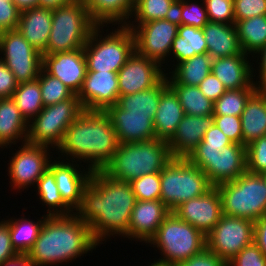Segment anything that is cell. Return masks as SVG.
Listing matches in <instances>:
<instances>
[{"label":"cell","mask_w":266,"mask_h":266,"mask_svg":"<svg viewBox=\"0 0 266 266\" xmlns=\"http://www.w3.org/2000/svg\"><path fill=\"white\" fill-rule=\"evenodd\" d=\"M136 201L130 183L111 178L98 170L92 172L75 214L90 227L96 242L99 245L105 244L111 236L127 238L130 216Z\"/></svg>","instance_id":"obj_1"},{"label":"cell","mask_w":266,"mask_h":266,"mask_svg":"<svg viewBox=\"0 0 266 266\" xmlns=\"http://www.w3.org/2000/svg\"><path fill=\"white\" fill-rule=\"evenodd\" d=\"M118 145L116 131L107 113L83 110L67 128L55 153L61 159L66 157L65 160L86 163V168L94 172L103 170Z\"/></svg>","instance_id":"obj_2"},{"label":"cell","mask_w":266,"mask_h":266,"mask_svg":"<svg viewBox=\"0 0 266 266\" xmlns=\"http://www.w3.org/2000/svg\"><path fill=\"white\" fill-rule=\"evenodd\" d=\"M98 246L90 227L75 213L47 216L33 248L27 255L34 266H59L92 253Z\"/></svg>","instance_id":"obj_3"},{"label":"cell","mask_w":266,"mask_h":266,"mask_svg":"<svg viewBox=\"0 0 266 266\" xmlns=\"http://www.w3.org/2000/svg\"><path fill=\"white\" fill-rule=\"evenodd\" d=\"M172 159L166 140L121 143L102 171L129 183L143 175L161 172Z\"/></svg>","instance_id":"obj_4"},{"label":"cell","mask_w":266,"mask_h":266,"mask_svg":"<svg viewBox=\"0 0 266 266\" xmlns=\"http://www.w3.org/2000/svg\"><path fill=\"white\" fill-rule=\"evenodd\" d=\"M103 27L109 28L107 25H96L83 47L87 72L118 73L135 51L134 36L127 25H118L117 29L112 27L114 30L110 33L107 32L109 29Z\"/></svg>","instance_id":"obj_5"},{"label":"cell","mask_w":266,"mask_h":266,"mask_svg":"<svg viewBox=\"0 0 266 266\" xmlns=\"http://www.w3.org/2000/svg\"><path fill=\"white\" fill-rule=\"evenodd\" d=\"M147 244L162 256L155 262L177 266L206 248V236L171 212Z\"/></svg>","instance_id":"obj_6"},{"label":"cell","mask_w":266,"mask_h":266,"mask_svg":"<svg viewBox=\"0 0 266 266\" xmlns=\"http://www.w3.org/2000/svg\"><path fill=\"white\" fill-rule=\"evenodd\" d=\"M96 24L82 0L52 10V28L42 55L82 49Z\"/></svg>","instance_id":"obj_7"},{"label":"cell","mask_w":266,"mask_h":266,"mask_svg":"<svg viewBox=\"0 0 266 266\" xmlns=\"http://www.w3.org/2000/svg\"><path fill=\"white\" fill-rule=\"evenodd\" d=\"M223 215L258 220L266 216V184L262 175L243 173L235 180L218 184Z\"/></svg>","instance_id":"obj_8"},{"label":"cell","mask_w":266,"mask_h":266,"mask_svg":"<svg viewBox=\"0 0 266 266\" xmlns=\"http://www.w3.org/2000/svg\"><path fill=\"white\" fill-rule=\"evenodd\" d=\"M160 200L172 212L180 204L201 196L213 185L187 158H173L160 172Z\"/></svg>","instance_id":"obj_9"},{"label":"cell","mask_w":266,"mask_h":266,"mask_svg":"<svg viewBox=\"0 0 266 266\" xmlns=\"http://www.w3.org/2000/svg\"><path fill=\"white\" fill-rule=\"evenodd\" d=\"M83 110L75 94L70 99L44 107L29 122L27 143L48 146L54 152L67 128Z\"/></svg>","instance_id":"obj_10"},{"label":"cell","mask_w":266,"mask_h":266,"mask_svg":"<svg viewBox=\"0 0 266 266\" xmlns=\"http://www.w3.org/2000/svg\"><path fill=\"white\" fill-rule=\"evenodd\" d=\"M126 25L132 30L135 40V51L145 58L159 63L164 67L163 69L166 74L165 69L167 67L170 68L167 62L168 58H170L172 43L178 33L179 24L176 18Z\"/></svg>","instance_id":"obj_11"},{"label":"cell","mask_w":266,"mask_h":266,"mask_svg":"<svg viewBox=\"0 0 266 266\" xmlns=\"http://www.w3.org/2000/svg\"><path fill=\"white\" fill-rule=\"evenodd\" d=\"M0 60L14 74L18 83L34 81L39 77L43 55L18 31L4 32L0 41Z\"/></svg>","instance_id":"obj_12"},{"label":"cell","mask_w":266,"mask_h":266,"mask_svg":"<svg viewBox=\"0 0 266 266\" xmlns=\"http://www.w3.org/2000/svg\"><path fill=\"white\" fill-rule=\"evenodd\" d=\"M51 148L30 143L21 144L8 161V177L13 190L21 193L30 186L34 187L38 179L47 171L53 156ZM22 189V190H20Z\"/></svg>","instance_id":"obj_13"},{"label":"cell","mask_w":266,"mask_h":266,"mask_svg":"<svg viewBox=\"0 0 266 266\" xmlns=\"http://www.w3.org/2000/svg\"><path fill=\"white\" fill-rule=\"evenodd\" d=\"M252 242L254 221L227 215H222L219 222L206 235V248L226 263Z\"/></svg>","instance_id":"obj_14"},{"label":"cell","mask_w":266,"mask_h":266,"mask_svg":"<svg viewBox=\"0 0 266 266\" xmlns=\"http://www.w3.org/2000/svg\"><path fill=\"white\" fill-rule=\"evenodd\" d=\"M201 169L213 186L235 180L247 171L246 146H224L214 158H187Z\"/></svg>","instance_id":"obj_15"},{"label":"cell","mask_w":266,"mask_h":266,"mask_svg":"<svg viewBox=\"0 0 266 266\" xmlns=\"http://www.w3.org/2000/svg\"><path fill=\"white\" fill-rule=\"evenodd\" d=\"M172 212L206 236L223 215L219 191L213 186L205 194L183 202Z\"/></svg>","instance_id":"obj_16"},{"label":"cell","mask_w":266,"mask_h":266,"mask_svg":"<svg viewBox=\"0 0 266 266\" xmlns=\"http://www.w3.org/2000/svg\"><path fill=\"white\" fill-rule=\"evenodd\" d=\"M159 63L134 51L118 71L120 95L134 94L154 87L164 76Z\"/></svg>","instance_id":"obj_17"},{"label":"cell","mask_w":266,"mask_h":266,"mask_svg":"<svg viewBox=\"0 0 266 266\" xmlns=\"http://www.w3.org/2000/svg\"><path fill=\"white\" fill-rule=\"evenodd\" d=\"M53 160L48 169L54 174L63 201L75 212L81 205L82 193L89 182L92 171L89 168L85 170L84 165H79L76 161L61 160L60 157L53 158Z\"/></svg>","instance_id":"obj_18"},{"label":"cell","mask_w":266,"mask_h":266,"mask_svg":"<svg viewBox=\"0 0 266 266\" xmlns=\"http://www.w3.org/2000/svg\"><path fill=\"white\" fill-rule=\"evenodd\" d=\"M120 96L117 72H86L81 90L77 94L84 110L105 111L115 105Z\"/></svg>","instance_id":"obj_19"},{"label":"cell","mask_w":266,"mask_h":266,"mask_svg":"<svg viewBox=\"0 0 266 266\" xmlns=\"http://www.w3.org/2000/svg\"><path fill=\"white\" fill-rule=\"evenodd\" d=\"M42 68L48 74L61 80L77 95L82 88L87 72L84 50L82 48L43 55Z\"/></svg>","instance_id":"obj_20"},{"label":"cell","mask_w":266,"mask_h":266,"mask_svg":"<svg viewBox=\"0 0 266 266\" xmlns=\"http://www.w3.org/2000/svg\"><path fill=\"white\" fill-rule=\"evenodd\" d=\"M170 213L161 200H137L131 212L127 239L147 245Z\"/></svg>","instance_id":"obj_21"},{"label":"cell","mask_w":266,"mask_h":266,"mask_svg":"<svg viewBox=\"0 0 266 266\" xmlns=\"http://www.w3.org/2000/svg\"><path fill=\"white\" fill-rule=\"evenodd\" d=\"M105 112L114 126L119 144L156 139L154 119L149 114L129 113L117 104L109 106Z\"/></svg>","instance_id":"obj_22"},{"label":"cell","mask_w":266,"mask_h":266,"mask_svg":"<svg viewBox=\"0 0 266 266\" xmlns=\"http://www.w3.org/2000/svg\"><path fill=\"white\" fill-rule=\"evenodd\" d=\"M214 124V115L184 114L173 136L167 141L173 158H187L203 140L205 132Z\"/></svg>","instance_id":"obj_23"},{"label":"cell","mask_w":266,"mask_h":266,"mask_svg":"<svg viewBox=\"0 0 266 266\" xmlns=\"http://www.w3.org/2000/svg\"><path fill=\"white\" fill-rule=\"evenodd\" d=\"M250 58L243 52L230 57L213 59L211 72L227 90L256 87L253 79L254 63Z\"/></svg>","instance_id":"obj_24"},{"label":"cell","mask_w":266,"mask_h":266,"mask_svg":"<svg viewBox=\"0 0 266 266\" xmlns=\"http://www.w3.org/2000/svg\"><path fill=\"white\" fill-rule=\"evenodd\" d=\"M52 26V9L36 7L20 14L18 31L41 54L45 51Z\"/></svg>","instance_id":"obj_25"},{"label":"cell","mask_w":266,"mask_h":266,"mask_svg":"<svg viewBox=\"0 0 266 266\" xmlns=\"http://www.w3.org/2000/svg\"><path fill=\"white\" fill-rule=\"evenodd\" d=\"M207 53L213 58L242 54L235 24L208 22L203 28Z\"/></svg>","instance_id":"obj_26"},{"label":"cell","mask_w":266,"mask_h":266,"mask_svg":"<svg viewBox=\"0 0 266 266\" xmlns=\"http://www.w3.org/2000/svg\"><path fill=\"white\" fill-rule=\"evenodd\" d=\"M29 122L12 98H0V149L27 142ZM21 140V141H20Z\"/></svg>","instance_id":"obj_27"},{"label":"cell","mask_w":266,"mask_h":266,"mask_svg":"<svg viewBox=\"0 0 266 266\" xmlns=\"http://www.w3.org/2000/svg\"><path fill=\"white\" fill-rule=\"evenodd\" d=\"M184 116L183 108L174 90L167 85L161 92L160 102L154 116L157 139L168 141Z\"/></svg>","instance_id":"obj_28"},{"label":"cell","mask_w":266,"mask_h":266,"mask_svg":"<svg viewBox=\"0 0 266 266\" xmlns=\"http://www.w3.org/2000/svg\"><path fill=\"white\" fill-rule=\"evenodd\" d=\"M96 25H126L136 5V0H82Z\"/></svg>","instance_id":"obj_29"},{"label":"cell","mask_w":266,"mask_h":266,"mask_svg":"<svg viewBox=\"0 0 266 266\" xmlns=\"http://www.w3.org/2000/svg\"><path fill=\"white\" fill-rule=\"evenodd\" d=\"M243 145L266 136V89H257L241 114Z\"/></svg>","instance_id":"obj_30"},{"label":"cell","mask_w":266,"mask_h":266,"mask_svg":"<svg viewBox=\"0 0 266 266\" xmlns=\"http://www.w3.org/2000/svg\"><path fill=\"white\" fill-rule=\"evenodd\" d=\"M207 53V43L205 41L202 28H196L190 25L179 24L178 33L173 40L168 63L171 61V71L178 63L188 60L195 55ZM173 62V64H172ZM176 63V64H175ZM175 64V65H174Z\"/></svg>","instance_id":"obj_31"},{"label":"cell","mask_w":266,"mask_h":266,"mask_svg":"<svg viewBox=\"0 0 266 266\" xmlns=\"http://www.w3.org/2000/svg\"><path fill=\"white\" fill-rule=\"evenodd\" d=\"M167 85V77L164 76L154 87L134 94L120 95L116 104L129 113L149 114L154 119L161 92Z\"/></svg>","instance_id":"obj_32"},{"label":"cell","mask_w":266,"mask_h":266,"mask_svg":"<svg viewBox=\"0 0 266 266\" xmlns=\"http://www.w3.org/2000/svg\"><path fill=\"white\" fill-rule=\"evenodd\" d=\"M24 213L21 217H11L6 219L8 221L10 238L14 249L19 254H28L33 248L36 239L39 236L42 225L47 218V214L42 215L38 221L26 218Z\"/></svg>","instance_id":"obj_33"},{"label":"cell","mask_w":266,"mask_h":266,"mask_svg":"<svg viewBox=\"0 0 266 266\" xmlns=\"http://www.w3.org/2000/svg\"><path fill=\"white\" fill-rule=\"evenodd\" d=\"M212 62L213 58L208 53L198 54L178 63L166 74L178 84L198 86L211 73Z\"/></svg>","instance_id":"obj_34"},{"label":"cell","mask_w":266,"mask_h":266,"mask_svg":"<svg viewBox=\"0 0 266 266\" xmlns=\"http://www.w3.org/2000/svg\"><path fill=\"white\" fill-rule=\"evenodd\" d=\"M165 76L167 77L168 85L176 93L184 114L195 116L213 115L214 102L206 98L198 86L178 84L169 74H165Z\"/></svg>","instance_id":"obj_35"},{"label":"cell","mask_w":266,"mask_h":266,"mask_svg":"<svg viewBox=\"0 0 266 266\" xmlns=\"http://www.w3.org/2000/svg\"><path fill=\"white\" fill-rule=\"evenodd\" d=\"M242 51L251 56L266 45V15L247 18L235 23Z\"/></svg>","instance_id":"obj_36"},{"label":"cell","mask_w":266,"mask_h":266,"mask_svg":"<svg viewBox=\"0 0 266 266\" xmlns=\"http://www.w3.org/2000/svg\"><path fill=\"white\" fill-rule=\"evenodd\" d=\"M34 187L37 189L36 193L37 196H39L38 201L48 208L45 211L48 216L70 215L75 213L63 201L57 188L54 174L49 169L38 179Z\"/></svg>","instance_id":"obj_37"},{"label":"cell","mask_w":266,"mask_h":266,"mask_svg":"<svg viewBox=\"0 0 266 266\" xmlns=\"http://www.w3.org/2000/svg\"><path fill=\"white\" fill-rule=\"evenodd\" d=\"M11 98L28 122L36 117L44 108L41 88L37 79L30 82L18 83Z\"/></svg>","instance_id":"obj_38"},{"label":"cell","mask_w":266,"mask_h":266,"mask_svg":"<svg viewBox=\"0 0 266 266\" xmlns=\"http://www.w3.org/2000/svg\"><path fill=\"white\" fill-rule=\"evenodd\" d=\"M177 1L178 0H136V5L131 17L132 19H130L127 24H142L152 20L173 18L175 17Z\"/></svg>","instance_id":"obj_39"},{"label":"cell","mask_w":266,"mask_h":266,"mask_svg":"<svg viewBox=\"0 0 266 266\" xmlns=\"http://www.w3.org/2000/svg\"><path fill=\"white\" fill-rule=\"evenodd\" d=\"M257 89V87H247L227 90L214 102L213 115H233L240 117L247 100Z\"/></svg>","instance_id":"obj_40"},{"label":"cell","mask_w":266,"mask_h":266,"mask_svg":"<svg viewBox=\"0 0 266 266\" xmlns=\"http://www.w3.org/2000/svg\"><path fill=\"white\" fill-rule=\"evenodd\" d=\"M175 18L178 24L196 28H203L209 22L203 0H178Z\"/></svg>","instance_id":"obj_41"},{"label":"cell","mask_w":266,"mask_h":266,"mask_svg":"<svg viewBox=\"0 0 266 266\" xmlns=\"http://www.w3.org/2000/svg\"><path fill=\"white\" fill-rule=\"evenodd\" d=\"M37 80L41 88L44 107L70 99L74 95L61 80L48 74L43 68Z\"/></svg>","instance_id":"obj_42"},{"label":"cell","mask_w":266,"mask_h":266,"mask_svg":"<svg viewBox=\"0 0 266 266\" xmlns=\"http://www.w3.org/2000/svg\"><path fill=\"white\" fill-rule=\"evenodd\" d=\"M129 183L137 200H160V172L143 175Z\"/></svg>","instance_id":"obj_43"},{"label":"cell","mask_w":266,"mask_h":266,"mask_svg":"<svg viewBox=\"0 0 266 266\" xmlns=\"http://www.w3.org/2000/svg\"><path fill=\"white\" fill-rule=\"evenodd\" d=\"M247 172H266V136L255 139L246 146Z\"/></svg>","instance_id":"obj_44"},{"label":"cell","mask_w":266,"mask_h":266,"mask_svg":"<svg viewBox=\"0 0 266 266\" xmlns=\"http://www.w3.org/2000/svg\"><path fill=\"white\" fill-rule=\"evenodd\" d=\"M209 22L235 24L233 0H203Z\"/></svg>","instance_id":"obj_45"},{"label":"cell","mask_w":266,"mask_h":266,"mask_svg":"<svg viewBox=\"0 0 266 266\" xmlns=\"http://www.w3.org/2000/svg\"><path fill=\"white\" fill-rule=\"evenodd\" d=\"M214 124L231 140L232 143L243 145L241 117L214 115Z\"/></svg>","instance_id":"obj_46"},{"label":"cell","mask_w":266,"mask_h":266,"mask_svg":"<svg viewBox=\"0 0 266 266\" xmlns=\"http://www.w3.org/2000/svg\"><path fill=\"white\" fill-rule=\"evenodd\" d=\"M227 266H266V257L259 247L252 242L230 260Z\"/></svg>","instance_id":"obj_47"},{"label":"cell","mask_w":266,"mask_h":266,"mask_svg":"<svg viewBox=\"0 0 266 266\" xmlns=\"http://www.w3.org/2000/svg\"><path fill=\"white\" fill-rule=\"evenodd\" d=\"M235 23L247 18L266 15V0H233Z\"/></svg>","instance_id":"obj_48"},{"label":"cell","mask_w":266,"mask_h":266,"mask_svg":"<svg viewBox=\"0 0 266 266\" xmlns=\"http://www.w3.org/2000/svg\"><path fill=\"white\" fill-rule=\"evenodd\" d=\"M20 14L12 0H0V26L5 31L17 29Z\"/></svg>","instance_id":"obj_49"},{"label":"cell","mask_w":266,"mask_h":266,"mask_svg":"<svg viewBox=\"0 0 266 266\" xmlns=\"http://www.w3.org/2000/svg\"><path fill=\"white\" fill-rule=\"evenodd\" d=\"M177 266H227V263L217 254L205 248L201 253L180 262Z\"/></svg>","instance_id":"obj_50"},{"label":"cell","mask_w":266,"mask_h":266,"mask_svg":"<svg viewBox=\"0 0 266 266\" xmlns=\"http://www.w3.org/2000/svg\"><path fill=\"white\" fill-rule=\"evenodd\" d=\"M198 87L204 96L213 102L227 91L223 83L212 72L209 73Z\"/></svg>","instance_id":"obj_51"},{"label":"cell","mask_w":266,"mask_h":266,"mask_svg":"<svg viewBox=\"0 0 266 266\" xmlns=\"http://www.w3.org/2000/svg\"><path fill=\"white\" fill-rule=\"evenodd\" d=\"M19 254L13 247L7 220H0V264Z\"/></svg>","instance_id":"obj_52"},{"label":"cell","mask_w":266,"mask_h":266,"mask_svg":"<svg viewBox=\"0 0 266 266\" xmlns=\"http://www.w3.org/2000/svg\"><path fill=\"white\" fill-rule=\"evenodd\" d=\"M202 142L205 143V148L219 149L220 152L224 146L232 144L231 140L215 124L205 132Z\"/></svg>","instance_id":"obj_53"},{"label":"cell","mask_w":266,"mask_h":266,"mask_svg":"<svg viewBox=\"0 0 266 266\" xmlns=\"http://www.w3.org/2000/svg\"><path fill=\"white\" fill-rule=\"evenodd\" d=\"M17 86L14 74L0 60V98H11Z\"/></svg>","instance_id":"obj_54"},{"label":"cell","mask_w":266,"mask_h":266,"mask_svg":"<svg viewBox=\"0 0 266 266\" xmlns=\"http://www.w3.org/2000/svg\"><path fill=\"white\" fill-rule=\"evenodd\" d=\"M255 55L256 56H252V58L253 57L254 59L257 58L255 63L258 64L257 65L258 67H256L257 73H256V69L253 67V79L257 77L255 79L256 81L254 80V84L256 85L258 89H266V45L260 51H258Z\"/></svg>","instance_id":"obj_55"},{"label":"cell","mask_w":266,"mask_h":266,"mask_svg":"<svg viewBox=\"0 0 266 266\" xmlns=\"http://www.w3.org/2000/svg\"><path fill=\"white\" fill-rule=\"evenodd\" d=\"M254 243L266 257V216L254 221Z\"/></svg>","instance_id":"obj_56"},{"label":"cell","mask_w":266,"mask_h":266,"mask_svg":"<svg viewBox=\"0 0 266 266\" xmlns=\"http://www.w3.org/2000/svg\"><path fill=\"white\" fill-rule=\"evenodd\" d=\"M219 151V149L205 148V143L201 141L187 158H214Z\"/></svg>","instance_id":"obj_57"},{"label":"cell","mask_w":266,"mask_h":266,"mask_svg":"<svg viewBox=\"0 0 266 266\" xmlns=\"http://www.w3.org/2000/svg\"><path fill=\"white\" fill-rule=\"evenodd\" d=\"M0 266H34L27 254H17L15 257L6 260Z\"/></svg>","instance_id":"obj_58"},{"label":"cell","mask_w":266,"mask_h":266,"mask_svg":"<svg viewBox=\"0 0 266 266\" xmlns=\"http://www.w3.org/2000/svg\"><path fill=\"white\" fill-rule=\"evenodd\" d=\"M76 0H39L38 7L56 9L62 5L72 3Z\"/></svg>","instance_id":"obj_59"},{"label":"cell","mask_w":266,"mask_h":266,"mask_svg":"<svg viewBox=\"0 0 266 266\" xmlns=\"http://www.w3.org/2000/svg\"><path fill=\"white\" fill-rule=\"evenodd\" d=\"M16 7L22 12L24 10L38 7L39 0H12Z\"/></svg>","instance_id":"obj_60"},{"label":"cell","mask_w":266,"mask_h":266,"mask_svg":"<svg viewBox=\"0 0 266 266\" xmlns=\"http://www.w3.org/2000/svg\"><path fill=\"white\" fill-rule=\"evenodd\" d=\"M148 263L151 264V265L148 264V266H166L163 263H159V262H155V261H153V263H151V261L148 262Z\"/></svg>","instance_id":"obj_61"},{"label":"cell","mask_w":266,"mask_h":266,"mask_svg":"<svg viewBox=\"0 0 266 266\" xmlns=\"http://www.w3.org/2000/svg\"><path fill=\"white\" fill-rule=\"evenodd\" d=\"M4 32L5 30L0 26V41H1V38L3 37Z\"/></svg>","instance_id":"obj_62"},{"label":"cell","mask_w":266,"mask_h":266,"mask_svg":"<svg viewBox=\"0 0 266 266\" xmlns=\"http://www.w3.org/2000/svg\"><path fill=\"white\" fill-rule=\"evenodd\" d=\"M261 175H262V177H263V179H264V182H265V184H266V172L263 173V174H261Z\"/></svg>","instance_id":"obj_63"}]
</instances>
